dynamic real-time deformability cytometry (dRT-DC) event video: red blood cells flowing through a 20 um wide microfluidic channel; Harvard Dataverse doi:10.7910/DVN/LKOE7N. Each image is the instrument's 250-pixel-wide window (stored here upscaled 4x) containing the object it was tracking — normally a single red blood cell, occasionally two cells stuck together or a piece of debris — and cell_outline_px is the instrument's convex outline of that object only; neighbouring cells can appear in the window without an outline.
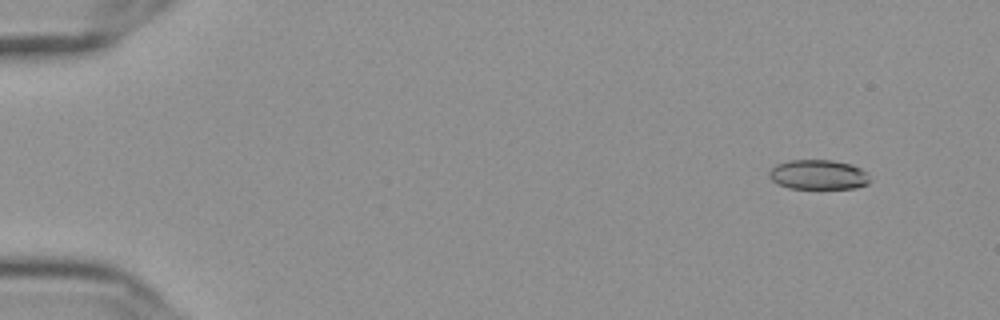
{"species": "Egyptian fruit bat (a non-hibernating species)", "species_latin": "Rousettus aegyptiacus", "temperature_condition": "cold", "stored_images_in_passage": 58, "camera_frame_rate_fps": 3000, "um_per_image_px": 0.085, "frame": {"image": 1, "passage_image": 6, "time_ms": 1.667, "image_size_px": [1000, 320], "cell_outline_px": [[868, 184], [856, 188], [788, 188], [776, 184], [768, 176], [768, 172], [776, 164], [792, 160], [832, 160], [852, 164], [860, 168], [864, 172], [868, 180]], "centroid_in_image_um": [69.5, 14.85], "position_along_channel_um": 15.5, "area_um2": 17.34}}
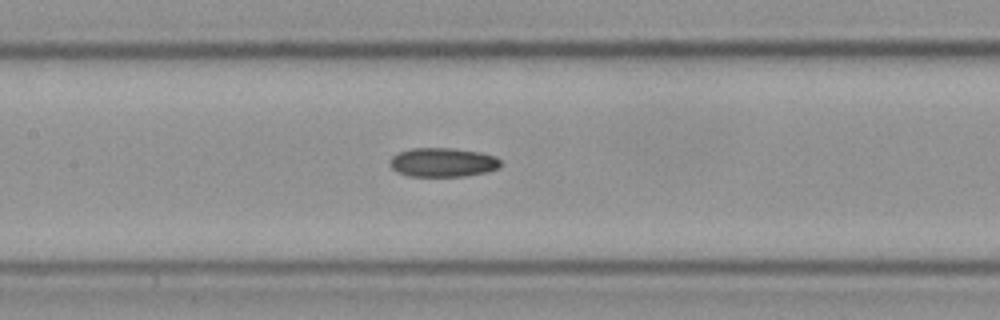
{"frame": {"image": 2, "passage_image": 29, "time_ms": 9.333, "image_size_px": [1000, 320], "cell_outline_px": [[500, 168], [488, 172], [464, 176], [408, 176], [396, 172], [388, 164], [388, 160], [392, 156], [400, 152], [412, 148], [452, 148], [480, 152], [496, 156], [500, 160]], "centroid_in_image_um": [37.63, 13.8], "position_along_channel_um": 169.8, "area_um2": 18.96}}
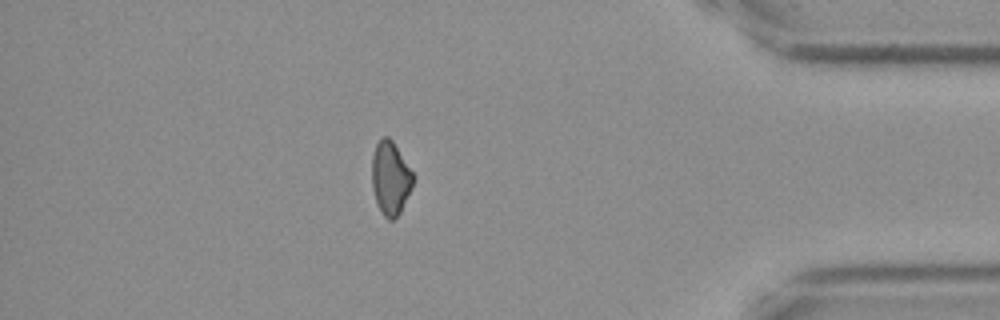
{"frame": {"image": 3, "passage_image": 51, "time_ms": 16.667, "image_size_px": [1000, 320], "cell_outline_px": [[412, 188], [400, 212], [392, 220], [388, 220], [384, 216], [376, 200], [372, 188], [372, 156], [376, 144], [384, 136], [388, 136], [392, 140], [412, 172]], "centroid_in_image_um": [33.17, 15.13], "position_along_channel_um": 402.0, "area_um2": 17.22}}